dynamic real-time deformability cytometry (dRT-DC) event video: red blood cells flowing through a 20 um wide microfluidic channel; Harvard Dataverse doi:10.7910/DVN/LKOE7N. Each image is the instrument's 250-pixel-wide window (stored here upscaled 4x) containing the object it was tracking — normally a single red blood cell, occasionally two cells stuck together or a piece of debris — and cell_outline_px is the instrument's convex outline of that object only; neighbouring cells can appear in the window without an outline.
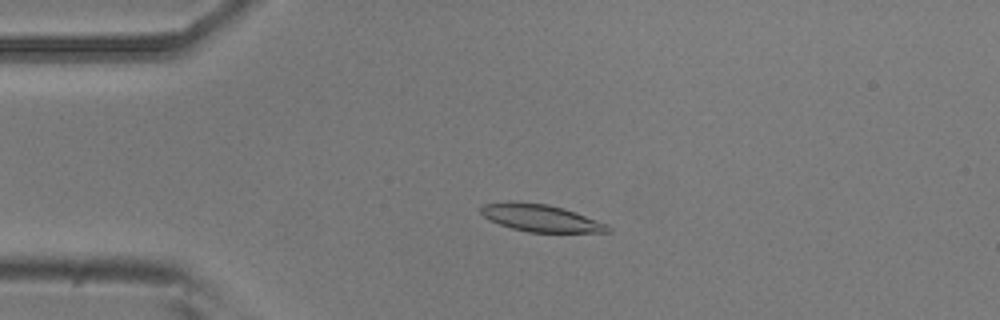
{"species": "common noctule bat (a hibernating species)", "species_latin": "Nyctalus noctula", "temperature_condition": "room temperature", "stored_images_in_passage": 47, "camera_frame_rate_fps": 3000, "um_per_image_px": 0.085, "animal": {"sex": "male", "body_mass_g": 20.5, "forearm_length_mm": 52.5}, "frame": {"image": 1, "passage_image": 5, "time_ms": 1.333, "image_size_px": [1000, 320], "cell_outline_px": [[612, 232], [528, 232], [512, 228], [500, 224], [484, 216], [480, 212], [480, 208], [484, 204], [512, 200], [548, 204], [564, 208], [576, 212], [608, 224], [612, 228]], "centroid_in_image_um": [45.99, 18.51], "position_along_channel_um": 39.0, "area_um2": 20.29}}
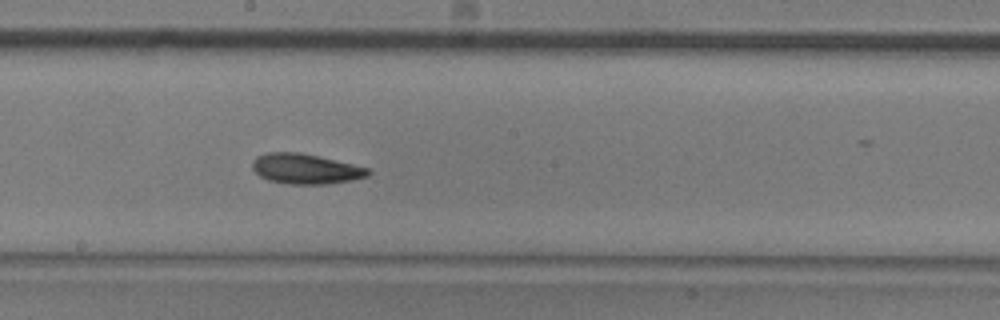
{"frame": {"image": 2, "passage_image": 22, "time_ms": 7.0, "image_size_px": [1000, 320], "cell_outline_px": [[372, 172], [368, 176], [352, 180], [328, 184], [288, 184], [268, 180], [260, 176], [252, 168], [252, 160], [256, 156], [268, 152], [300, 152], [352, 164], [368, 168]], "centroid_in_image_um": [25.95, 14.35], "position_along_channel_um": 222.2, "area_um2": 20.35}}
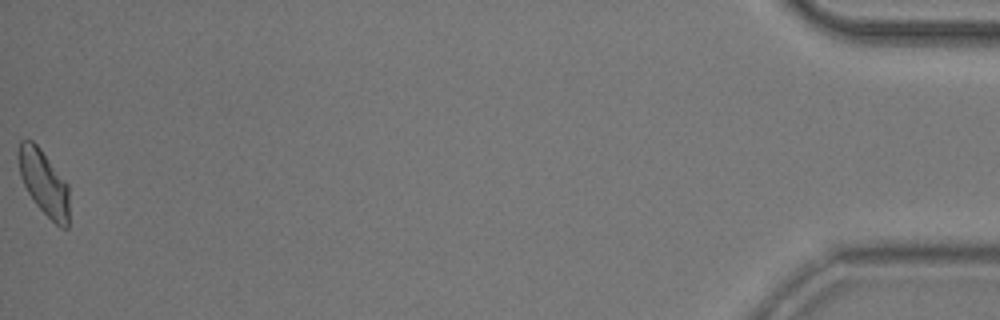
{"frame": {"image": 3, "passage_image": 47, "time_ms": 15.333, "image_size_px": [1000, 320], "cell_outline_px": [[68, 228], [60, 228], [36, 204], [28, 192], [20, 176], [16, 156], [20, 140], [32, 140], [40, 148], [68, 184]], "centroid_in_image_um": [3.7, 15.5], "position_along_channel_um": 431.5, "area_um2": 19.19}, "authors_computed_cell_mechanics": {"area_um2": 19.7676, "velocity_mm_per_s": 3.7159, "shape_relaxation_time_tau1_ms": 4.6046, "shape_relaxation_time_tau2_ms": null, "deformation_change_tau1": 0.1372, "deformation_change_tau2": null}}